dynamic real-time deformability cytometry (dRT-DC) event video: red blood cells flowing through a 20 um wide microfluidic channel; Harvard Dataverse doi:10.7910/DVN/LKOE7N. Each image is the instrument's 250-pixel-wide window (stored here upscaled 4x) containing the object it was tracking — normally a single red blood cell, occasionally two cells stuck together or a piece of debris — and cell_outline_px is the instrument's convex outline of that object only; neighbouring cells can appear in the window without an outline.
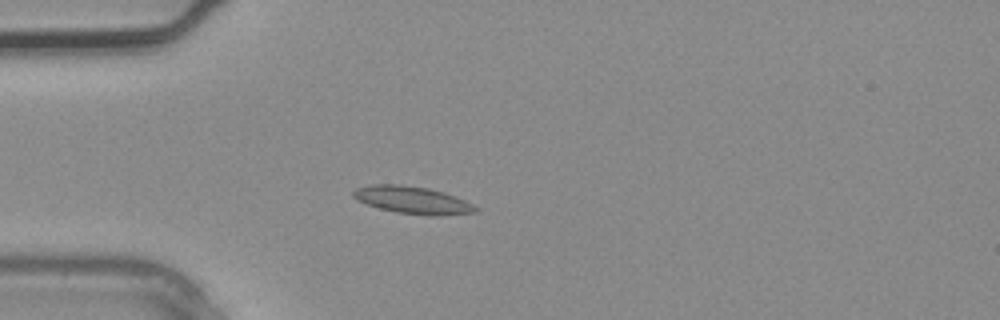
{"species": "common noctule bat (a hibernating species)", "species_latin": "Nyctalus noctula", "temperature_condition": "warm", "stored_images_in_passage": 3, "camera_frame_rate_fps": 3000, "um_per_image_px": 0.085, "animal": {"sex": "male", "body_mass_g": 20.4}, "frame": {"image": 1, "passage_image": 3, "time_ms": 0.667, "image_size_px": [1000, 320], "cell_outline_px": [[480, 208], [476, 212], [436, 216], [428, 216], [396, 212], [380, 208], [356, 200], [352, 196], [352, 192], [356, 188], [372, 184], [400, 184], [428, 188], [464, 200]], "centroid_in_image_um": [35.03, 17.01], "position_along_channel_um": 50.0, "area_um2": 19.36}}